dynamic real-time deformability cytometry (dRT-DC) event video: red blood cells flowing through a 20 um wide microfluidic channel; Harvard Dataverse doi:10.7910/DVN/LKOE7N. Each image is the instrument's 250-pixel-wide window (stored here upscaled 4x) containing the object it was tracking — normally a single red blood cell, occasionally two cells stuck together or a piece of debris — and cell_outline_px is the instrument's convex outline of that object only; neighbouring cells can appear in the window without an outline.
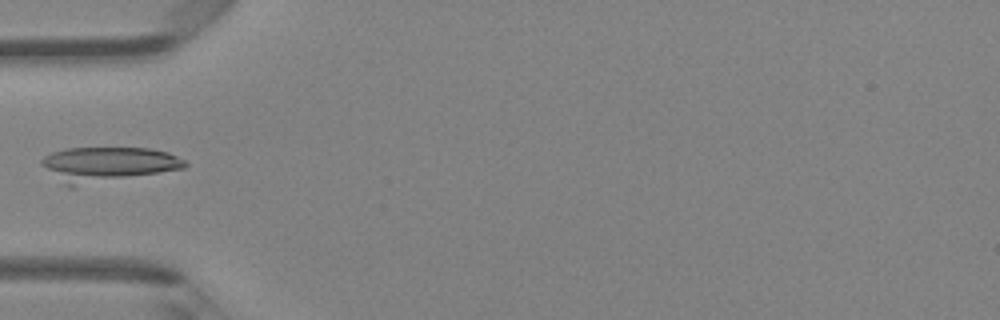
{"species": "Egyptian fruit bat (a non-hibernating species)", "species_latin": "Rousettus aegyptiacus", "temperature_condition": "room temperature", "stored_images_in_passage": 6, "camera_frame_rate_fps": 3000, "um_per_image_px": 0.085, "animal": {"sex": "female"}, "frame": {"image": 1, "passage_image": 5, "time_ms": 1.333, "image_size_px": [1000, 320], "cell_outline_px": [[188, 164], [184, 168], [76, 188], [68, 188], [40, 164], [40, 160], [44, 156], [52, 152], [64, 148], [148, 148], [168, 152], [184, 160]], "centroid_in_image_um": [9.11, 13.99], "position_along_channel_um": 75.9, "area_um2": 29.48}}
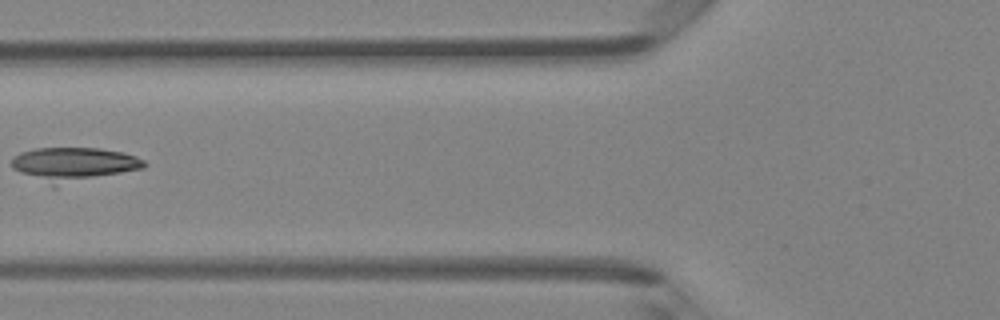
{"frame": {"image": 2, "passage_image": 6, "time_ms": 1.667, "image_size_px": [1000, 320], "cell_outline_px": [[148, 164], [144, 168], [56, 188], [52, 188], [12, 168], [12, 156], [20, 152], [36, 148], [100, 148], [124, 152], [136, 156], [144, 160]], "centroid_in_image_um": [6.27, 14.0], "position_along_channel_um": 119.5, "area_um2": 26.99}}